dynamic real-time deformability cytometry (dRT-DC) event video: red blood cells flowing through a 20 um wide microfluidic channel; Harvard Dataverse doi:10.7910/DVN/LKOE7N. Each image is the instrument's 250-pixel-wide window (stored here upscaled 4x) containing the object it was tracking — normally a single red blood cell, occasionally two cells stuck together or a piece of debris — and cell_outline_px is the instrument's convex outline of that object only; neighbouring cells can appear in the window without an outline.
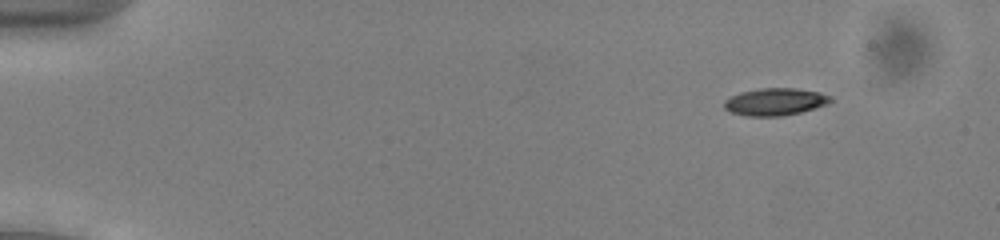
{"species": "common noctule bat (a hibernating species)", "species_latin": "Nyctalus noctula", "temperature_condition": "cold", "stored_images_in_passage": 48, "camera_frame_rate_fps": 3000, "um_per_image_px": 0.085, "animal": {"sex": "male", "body_mass_g": 13.0, "forearm_length_mm": 53.1}, "frame": {"image": 1, "passage_image": 1, "time_ms": 0.0, "image_size_px": [1000, 240], "cell_outline_px": [[832, 100], [828, 104], [800, 112], [784, 116], [748, 116], [732, 112], [724, 108], [724, 100], [740, 92], [760, 88], [796, 88], [820, 92], [832, 96]], "centroid_in_image_um": [65.91, 8.64], "position_along_channel_um": 19.1, "area_um2": 16.94}}
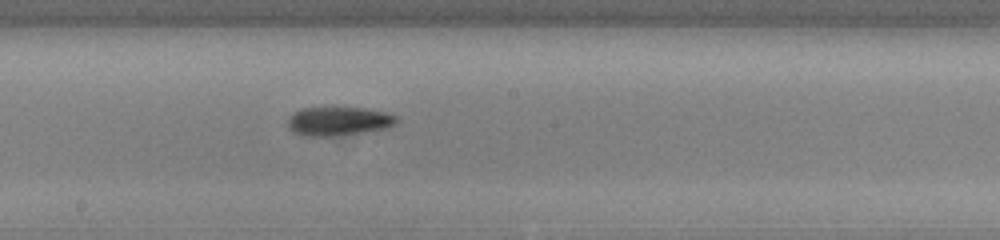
{"frame": {"image": 2, "passage_image": 25, "time_ms": 8.0, "image_size_px": [1000, 240], "cell_outline_px": [[400, 120], [396, 124], [388, 128], [364, 132], [336, 136], [300, 136], [292, 132], [288, 128], [288, 116], [292, 112], [300, 108], [364, 108], [384, 112], [396, 116]], "centroid_in_image_um": [28.74, 10.31], "position_along_channel_um": 219.5, "area_um2": 18.55}}
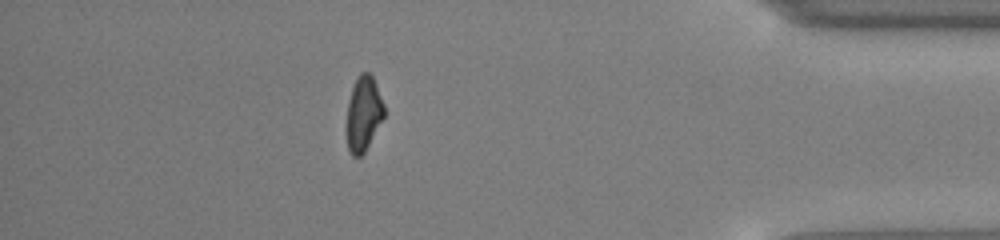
{"frame": {"image": 3, "passage_image": 42, "time_ms": 13.667, "image_size_px": [1000, 240], "cell_outline_px": [[384, 116], [364, 152], [360, 156], [352, 156], [348, 148], [344, 128], [348, 100], [352, 88], [360, 72], [368, 72], [372, 76], [384, 104]], "centroid_in_image_um": [30.85, 9.68], "position_along_channel_um": 404.4, "area_um2": 16.47}, "authors_computed_cell_mechanics": {"area_um2": 17.34, "velocity_mm_per_s": 3.9363, "shape_relaxation_time_tau1_ms": 3.0791, "shape_relaxation_time_tau2_ms": null, "deformation_change_tau1": 0.1156, "deformation_change_tau2": null}}